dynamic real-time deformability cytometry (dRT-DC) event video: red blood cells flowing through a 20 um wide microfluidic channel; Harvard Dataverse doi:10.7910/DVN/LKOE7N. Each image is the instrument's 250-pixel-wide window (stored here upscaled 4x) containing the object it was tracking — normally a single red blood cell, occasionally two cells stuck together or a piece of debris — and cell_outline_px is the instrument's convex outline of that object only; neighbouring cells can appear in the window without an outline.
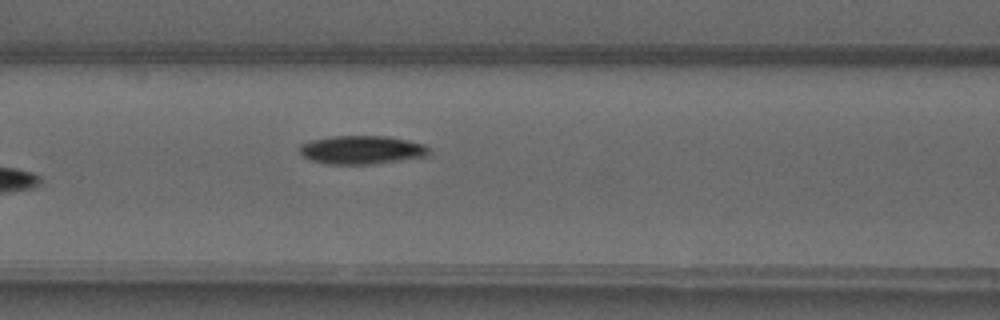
{"species": "common noctule bat (a hibernating species)", "species_latin": "Nyctalus noctula", "temperature_condition": "warm", "stored_images_in_passage": 4, "camera_frame_rate_fps": 3000, "um_per_image_px": 0.085, "animal": {"sex": "male", "forearm_length_mm": 52.5}, "frame": {"image": 1, "passage_image": 4, "time_ms": 3.667, "image_size_px": [1000, 320], "cell_outline_px": [[428, 156], [372, 164], [328, 164], [312, 160], [304, 156], [300, 152], [300, 144], [312, 140], [332, 136], [388, 136], [408, 140], [424, 144], [428, 148]], "centroid_in_image_um": [30.75, 12.73], "position_along_channel_um": 135.8, "area_um2": 21.33}}